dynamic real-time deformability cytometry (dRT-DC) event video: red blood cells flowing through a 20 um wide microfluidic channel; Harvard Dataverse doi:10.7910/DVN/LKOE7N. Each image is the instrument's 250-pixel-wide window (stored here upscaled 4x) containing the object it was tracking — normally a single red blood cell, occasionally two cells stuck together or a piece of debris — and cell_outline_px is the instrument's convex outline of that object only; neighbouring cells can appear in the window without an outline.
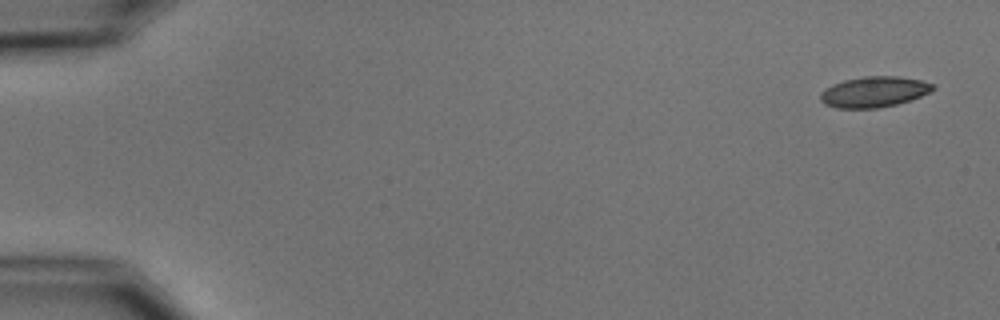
{"species": "common noctule bat (a hibernating species)", "species_latin": "Nyctalus noctula", "temperature_condition": "cold", "stored_images_in_passage": 4, "camera_frame_rate_fps": 3000, "um_per_image_px": 0.085, "animal": {"sex": "male", "body_mass_g": 15.6}, "frame": {"image": 1, "passage_image": 1, "time_ms": 0.0, "image_size_px": [1000, 320], "cell_outline_px": [[936, 88], [920, 96], [896, 104], [876, 108], [836, 108], [824, 104], [820, 100], [820, 92], [824, 88], [832, 84], [844, 80], [864, 76], [900, 76], [920, 80], [936, 84]], "centroid_in_image_um": [74.26, 7.8], "position_along_channel_um": 10.7, "area_um2": 20.17}}
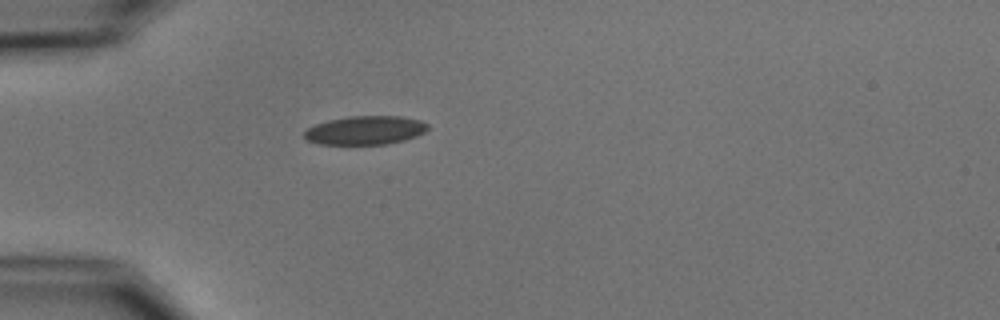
{"frame": {"image": 2, "passage_image": 4, "time_ms": 4.667, "image_size_px": [1000, 320], "cell_outline_px": [[428, 128], [424, 132], [416, 136], [404, 140], [388, 144], [320, 144], [304, 140], [304, 132], [308, 128], [316, 124], [328, 120], [348, 116], [400, 116], [420, 120], [428, 124]], "centroid_in_image_um": [31.03, 11.07], "position_along_channel_um": 54.0, "area_um2": 20.69}}